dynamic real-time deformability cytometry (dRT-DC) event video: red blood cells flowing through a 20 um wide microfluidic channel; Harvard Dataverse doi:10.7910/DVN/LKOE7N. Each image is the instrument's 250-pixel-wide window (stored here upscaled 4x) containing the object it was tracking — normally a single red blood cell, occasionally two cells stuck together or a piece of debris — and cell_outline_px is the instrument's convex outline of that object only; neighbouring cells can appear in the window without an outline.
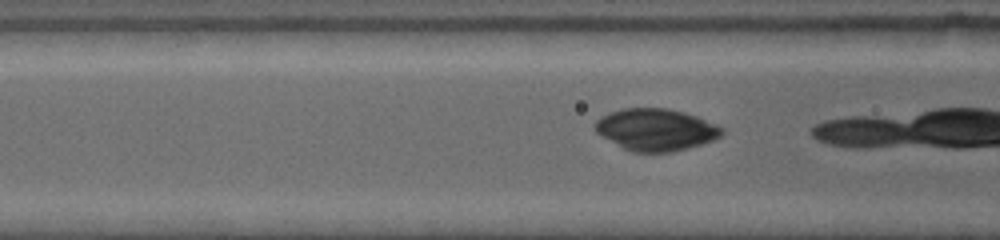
{"species": "common noctule bat (a hibernating species)", "species_latin": "Nyctalus noctula", "temperature_condition": "warm", "stored_images_in_passage": 59, "camera_frame_rate_fps": 4500, "um_per_image_px": 0.085, "animal": {"sex": "female", "body_mass_g": 19.0, "forearm_length_mm": 53.3}, "frame": {"image": 1, "passage_image": 10, "time_ms": 1.333, "image_size_px": [1000, 240], "cell_outline_px": [[724, 132], [720, 136], [712, 140], [688, 148], [672, 152], [632, 152], [600, 136], [592, 128], [592, 124], [600, 116], [608, 112], [624, 108], [668, 108], [684, 112], [696, 116], [716, 124], [724, 128]], "centroid_in_image_um": [55.69, 11.01], "position_along_channel_um": 110.9, "area_um2": 31.21}}
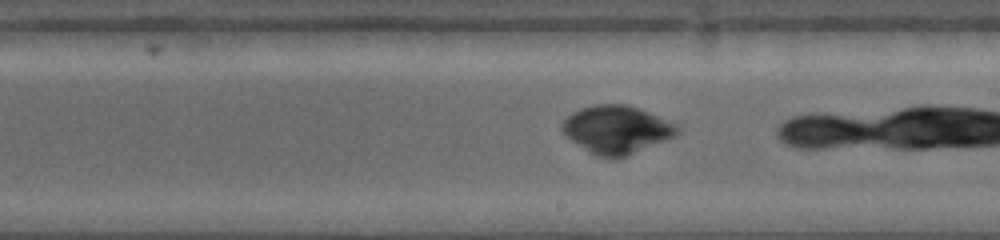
{"frame": {"image": 2, "passage_image": 29, "time_ms": 4.667, "image_size_px": [1000, 240], "cell_outline_px": [[680, 132], [664, 140], [624, 156], [596, 156], [588, 152], [564, 136], [560, 128], [560, 124], [572, 112], [580, 108], [596, 104], [628, 104], [648, 112], [676, 124], [680, 128]], "centroid_in_image_um": [52.34, 10.98], "position_along_channel_um": 236.7, "area_um2": 31.73}}
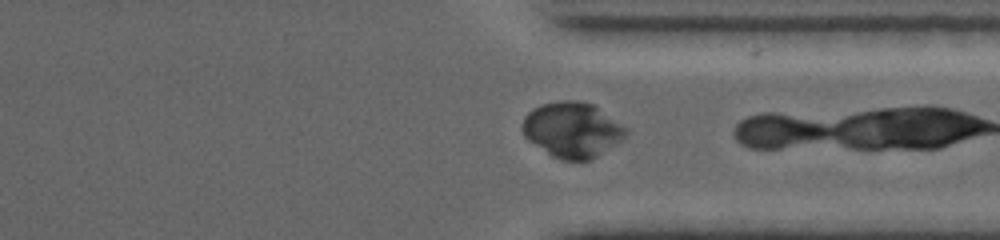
{"frame": {"image": 3, "passage_image": 51, "time_ms": 8.0, "image_size_px": [1000, 240], "cell_outline_px": [[628, 132], [620, 140], [592, 160], [560, 160], [552, 156], [528, 140], [524, 136], [524, 116], [532, 108], [544, 104], [560, 100], [576, 100], [592, 104], [628, 128]], "centroid_in_image_um": [48.64, 11.03], "position_along_channel_um": 362.8, "area_um2": 33.0}}